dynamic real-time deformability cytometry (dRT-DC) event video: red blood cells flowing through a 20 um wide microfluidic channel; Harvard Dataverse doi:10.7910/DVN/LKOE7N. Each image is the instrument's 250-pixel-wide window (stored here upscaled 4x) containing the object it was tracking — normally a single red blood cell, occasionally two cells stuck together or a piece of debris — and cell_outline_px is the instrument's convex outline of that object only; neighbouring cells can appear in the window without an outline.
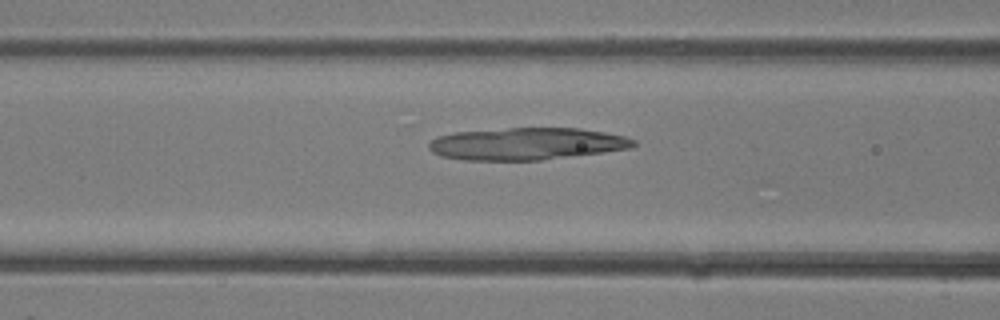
{"species": "common noctule bat (a hibernating species)", "species_latin": "Nyctalus noctula", "temperature_condition": "room temperature", "stored_images_in_passage": 19, "camera_frame_rate_fps": 3000, "um_per_image_px": 0.085, "animal": {"sex": "female"}, "frame": {"image": 1, "passage_image": 14, "time_ms": 4.333, "image_size_px": [1000, 320], "cell_outline_px": [[636, 144], [632, 148], [604, 152], [540, 160], [464, 160], [440, 156], [432, 152], [428, 148], [428, 144], [436, 136], [456, 132], [508, 128], [580, 128], [604, 132], [624, 136], [636, 140]], "centroid_in_image_um": [44.76, 12.22], "position_along_channel_um": 121.8, "area_um2": 38.44}}
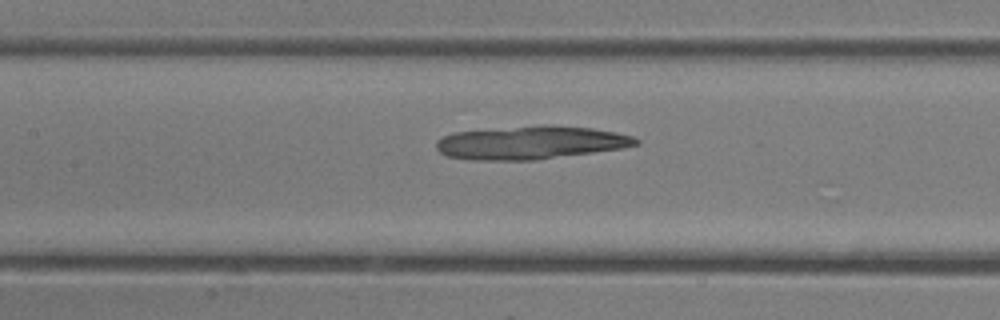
{"frame": {"image": 2, "passage_image": 16, "time_ms": 5.0, "image_size_px": [1000, 320], "cell_outline_px": [[640, 144], [620, 148], [536, 160], [472, 160], [448, 156], [440, 152], [436, 148], [436, 140], [452, 132], [544, 124], [592, 128], [616, 132], [632, 136], [640, 140]], "centroid_in_image_um": [45.09, 12.11], "position_along_channel_um": 162.3, "area_um2": 38.67}}
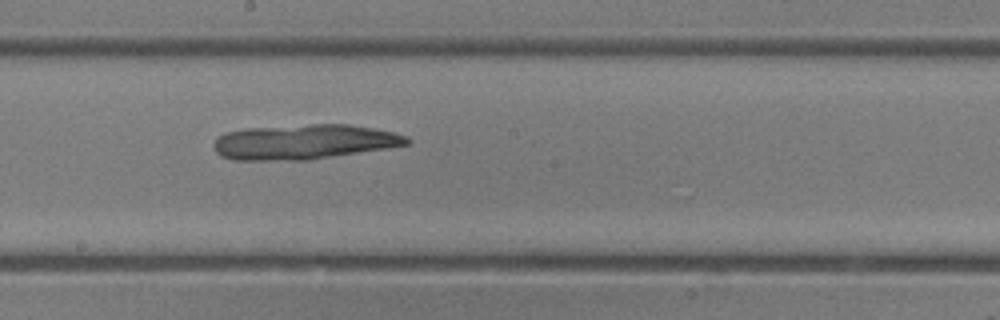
{"frame": {"image": 3, "passage_image": 19, "time_ms": 6.0, "image_size_px": [1000, 320], "cell_outline_px": [[412, 140], [408, 144], [388, 148], [308, 160], [232, 160], [220, 156], [212, 148], [212, 144], [224, 132], [248, 128], [312, 124], [348, 124], [372, 128], [392, 132], [408, 136]], "centroid_in_image_um": [25.82, 12.06], "position_along_channel_um": 222.4, "area_um2": 39.42}}